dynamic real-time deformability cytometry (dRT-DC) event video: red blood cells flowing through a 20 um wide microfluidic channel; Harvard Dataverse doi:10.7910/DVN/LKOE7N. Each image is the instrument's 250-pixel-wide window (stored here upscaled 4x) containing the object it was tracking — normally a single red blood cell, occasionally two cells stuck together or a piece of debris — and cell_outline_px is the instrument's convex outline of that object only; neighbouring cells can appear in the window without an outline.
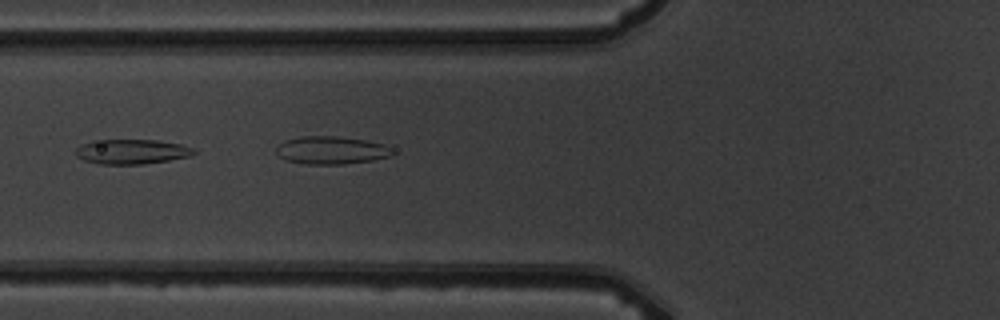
{"species": "common noctule bat (a hibernating species)", "species_latin": "Nyctalus noctula", "temperature_condition": "warm", "stored_images_in_passage": 5, "camera_frame_rate_fps": 3000, "um_per_image_px": 0.085, "animal": {"sex": "male", "body_mass_g": 19.5, "forearm_length_mm": 54.6}, "frame": {"image": 1, "passage_image": 4, "time_ms": 3.667, "image_size_px": [1000, 320], "cell_outline_px": [[196, 152], [188, 156], [168, 160], [144, 164], [100, 164], [84, 160], [76, 156], [76, 148], [80, 144], [92, 140], [156, 140], [180, 144], [192, 148]], "centroid_in_image_um": [11.14, 12.88], "position_along_channel_um": 114.7, "area_um2": 16.94}}